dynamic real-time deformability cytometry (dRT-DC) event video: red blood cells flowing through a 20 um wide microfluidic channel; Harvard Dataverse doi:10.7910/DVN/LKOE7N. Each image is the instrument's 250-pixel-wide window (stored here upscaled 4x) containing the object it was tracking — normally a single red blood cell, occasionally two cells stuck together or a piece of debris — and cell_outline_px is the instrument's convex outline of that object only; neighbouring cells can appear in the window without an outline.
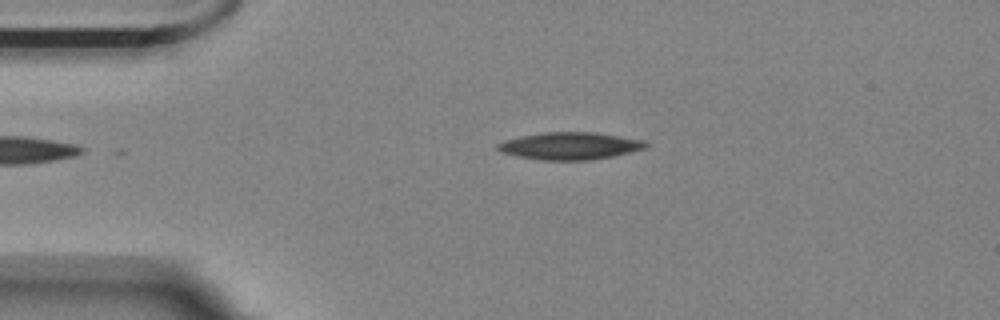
{"species": "Egyptian fruit bat (a non-hibernating species)", "species_latin": "Rousettus aegyptiacus", "temperature_condition": "room temperature", "stored_images_in_passage": 3, "camera_frame_rate_fps": 3000, "um_per_image_px": 0.085, "animal": {"sex": "female"}, "frame": {"image": 1, "passage_image": 3, "time_ms": 0.667, "image_size_px": [1000, 320], "cell_outline_px": [[648, 148], [632, 152], [592, 160], [540, 160], [516, 156], [500, 152], [496, 148], [496, 144], [504, 140], [520, 136], [544, 132], [596, 132], [644, 140], [648, 144]], "centroid_in_image_um": [48.44, 12.4], "position_along_channel_um": 36.6, "area_um2": 23.81}}